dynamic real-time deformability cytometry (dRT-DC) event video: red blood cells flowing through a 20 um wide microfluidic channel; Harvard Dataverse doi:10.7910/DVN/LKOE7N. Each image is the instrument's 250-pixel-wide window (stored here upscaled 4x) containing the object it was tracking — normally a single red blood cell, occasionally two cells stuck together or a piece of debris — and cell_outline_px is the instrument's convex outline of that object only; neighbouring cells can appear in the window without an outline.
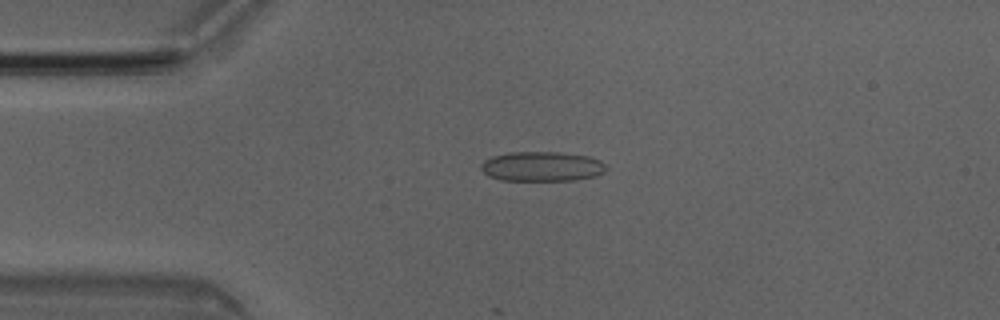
{"species": "Egyptian fruit bat (a non-hibernating species)", "species_latin": "Rousettus aegyptiacus", "temperature_condition": "room temperature", "stored_images_in_passage": 5, "camera_frame_rate_fps": 3000, "um_per_image_px": 0.085, "animal": {"sex": "male"}, "frame": {"image": 1, "passage_image": 2, "time_ms": 0.333, "image_size_px": [1000, 320], "cell_outline_px": [[608, 168], [604, 172], [596, 176], [572, 180], [500, 180], [488, 176], [480, 168], [480, 164], [484, 160], [492, 156], [508, 152], [560, 152], [588, 156], [600, 160]], "centroid_in_image_um": [46.05, 14.14], "position_along_channel_um": 39.0, "area_um2": 21.79}}